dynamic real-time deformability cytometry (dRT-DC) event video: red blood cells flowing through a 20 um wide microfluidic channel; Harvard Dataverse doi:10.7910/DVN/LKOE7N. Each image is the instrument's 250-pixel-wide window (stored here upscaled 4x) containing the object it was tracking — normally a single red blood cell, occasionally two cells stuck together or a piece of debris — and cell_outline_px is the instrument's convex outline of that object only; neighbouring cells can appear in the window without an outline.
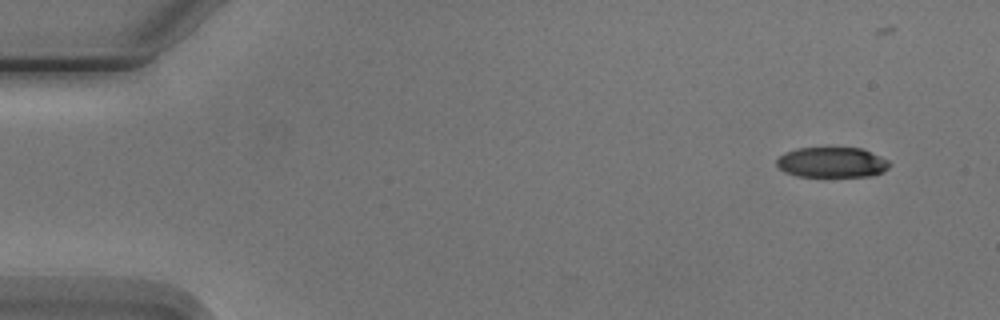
{"species": "Egyptian fruit bat (a non-hibernating species)", "species_latin": "Rousettus aegyptiacus", "temperature_condition": "cold", "stored_images_in_passage": 3, "camera_frame_rate_fps": 3000, "um_per_image_px": 0.085, "animal": {"sex": "male"}, "frame": {"image": 1, "passage_image": 3, "time_ms": 2.333, "image_size_px": [1000, 320], "cell_outline_px": [[892, 164], [884, 172], [872, 176], [796, 176], [784, 172], [776, 164], [776, 160], [784, 152], [796, 148], [860, 148], [880, 156], [888, 160]], "centroid_in_image_um": [70.71, 13.8], "position_along_channel_um": 14.3, "area_um2": 20.0}}